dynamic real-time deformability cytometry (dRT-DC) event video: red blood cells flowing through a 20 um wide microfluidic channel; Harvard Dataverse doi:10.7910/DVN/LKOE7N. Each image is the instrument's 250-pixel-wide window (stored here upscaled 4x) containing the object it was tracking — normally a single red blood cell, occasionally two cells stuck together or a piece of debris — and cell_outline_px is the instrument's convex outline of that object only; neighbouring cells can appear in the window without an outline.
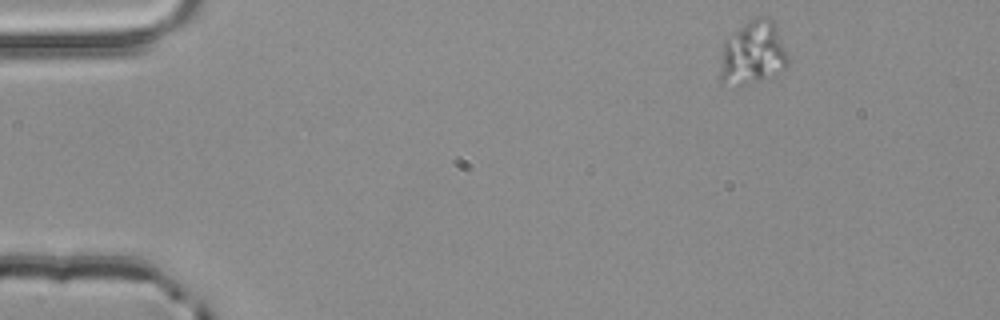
{"species": "common noctule bat (a hibernating species)", "species_latin": "Nyctalus noctula", "temperature_condition": "room temperature", "stored_images_in_passage": 5, "segment_of_instrument_passage": [2, 2], "camera_frame_rate_fps": 3000, "um_per_image_px": 0.085, "animal": {"sex": "male", "body_mass_g": 20.4}, "frame": {"image": 1, "passage_image": 5, "time_ms": 1.333, "image_size_px": [1000, 320], "cell_outline_px": [[788, 64], [784, 68], [748, 84], [720, 84], [720, 60], [724, 40], [748, 20], [760, 16], [764, 16], [772, 24], [784, 48], [788, 60]], "centroid_in_image_um": [63.9, 4.51], "position_along_channel_um": 21.1, "area_um2": 24.16}}